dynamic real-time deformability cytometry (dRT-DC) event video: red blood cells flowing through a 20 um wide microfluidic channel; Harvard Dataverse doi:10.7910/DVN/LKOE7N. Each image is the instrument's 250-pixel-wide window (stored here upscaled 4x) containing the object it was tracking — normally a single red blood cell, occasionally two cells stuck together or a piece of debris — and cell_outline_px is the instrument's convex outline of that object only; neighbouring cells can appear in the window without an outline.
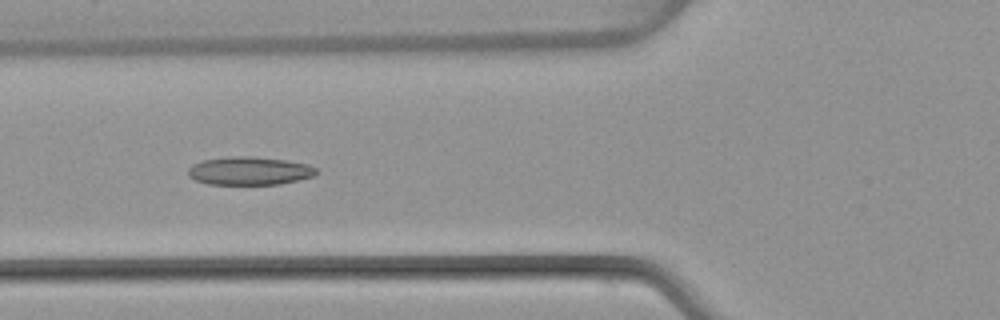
{"species": "common noctule bat (a hibernating species)", "species_latin": "Nyctalus noctula", "temperature_condition": "warm", "stored_images_in_passage": 52, "camera_frame_rate_fps": 3000, "um_per_image_px": 0.085, "animal": {"sex": "female", "body_mass_g": 22.7, "forearm_length_mm": 54.2}, "frame": {"image": 1, "passage_image": 20, "time_ms": 6.333, "image_size_px": [1000, 320], "cell_outline_px": [[316, 172], [312, 176], [280, 184], [208, 184], [196, 180], [188, 176], [188, 168], [192, 164], [204, 160], [232, 156], [248, 156], [284, 160], [308, 164], [316, 168]], "centroid_in_image_um": [21.16, 14.52], "position_along_channel_um": 104.6, "area_um2": 20.81}}
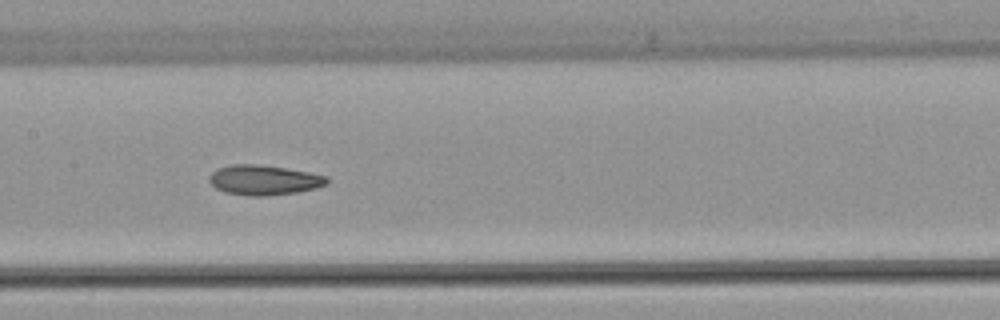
{"frame": {"image": 2, "passage_image": 26, "time_ms": 8.333, "image_size_px": [1000, 320], "cell_outline_px": [[328, 184], [316, 188], [296, 192], [264, 196], [248, 196], [224, 192], [216, 188], [208, 180], [208, 176], [216, 168], [232, 164], [260, 164], [308, 172], [328, 176]], "centroid_in_image_um": [22.41, 15.3], "position_along_channel_um": 185.0, "area_um2": 20.63}}
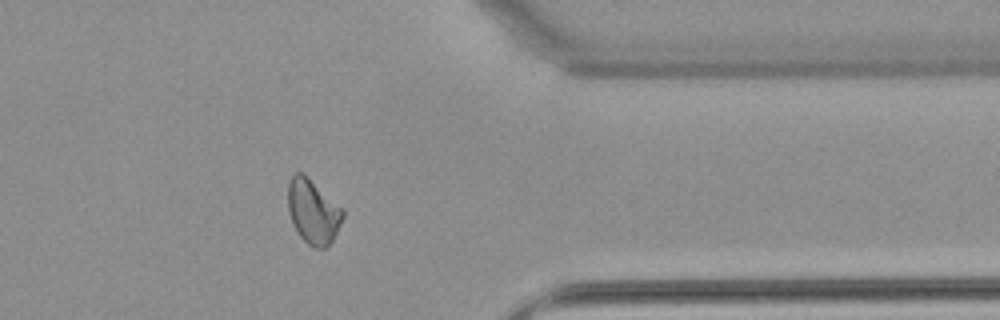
{"frame": {"image": 3, "passage_image": 42, "time_ms": 13.667, "image_size_px": [1000, 320], "cell_outline_px": [[344, 216], [332, 240], [324, 248], [312, 248], [300, 236], [292, 224], [288, 212], [288, 180], [296, 172], [300, 172], [344, 208]], "centroid_in_image_um": [26.6, 18.0], "position_along_channel_um": 384.8, "area_um2": 20.4}, "authors_computed_cell_mechanics": {"area_um2": 20.7791, "velocity_mm_per_s": 4.01, "shape_relaxation_time_tau1_ms": null, "shape_relaxation_time_tau2_ms": 2.8002, "deformation_change_tau1": null, "deformation_change_tau2": 0.0883}}